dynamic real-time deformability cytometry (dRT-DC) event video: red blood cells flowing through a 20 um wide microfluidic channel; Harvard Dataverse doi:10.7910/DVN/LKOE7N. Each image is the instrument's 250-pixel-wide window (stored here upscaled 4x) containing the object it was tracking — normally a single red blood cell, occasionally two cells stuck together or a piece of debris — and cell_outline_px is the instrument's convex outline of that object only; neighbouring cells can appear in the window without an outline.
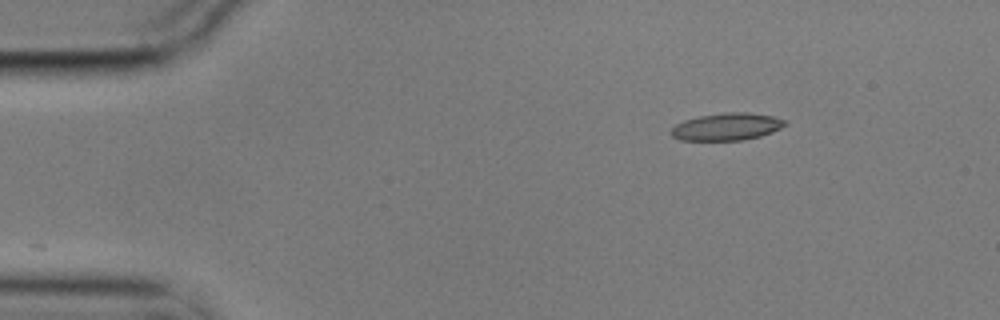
{"species": "common noctule bat (a hibernating species)", "species_latin": "Nyctalus noctula", "temperature_condition": "cold", "stored_images_in_passage": 49, "camera_frame_rate_fps": 3000, "um_per_image_px": 0.085, "animal": {"sex": "male", "body_mass_g": 17.9}, "frame": {"image": 1, "passage_image": 1, "time_ms": 0.0, "image_size_px": [1000, 320], "cell_outline_px": [[788, 124], [772, 132], [760, 136], [744, 140], [680, 140], [672, 136], [668, 132], [676, 124], [684, 120], [700, 116], [728, 112], [748, 112], [772, 116], [784, 120]], "centroid_in_image_um": [61.76, 10.77], "position_along_channel_um": 23.2, "area_um2": 18.09}}
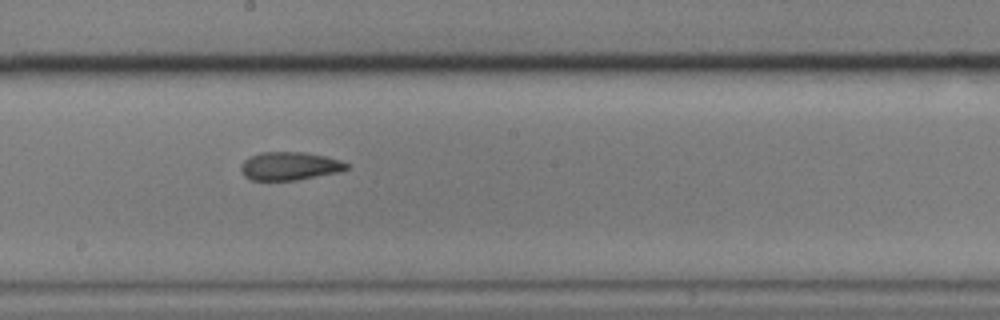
{"frame": {"image": 2, "passage_image": 24, "time_ms": 7.667, "image_size_px": [1000, 320], "cell_outline_px": [[352, 168], [340, 172], [296, 180], [252, 180], [244, 176], [240, 172], [240, 164], [248, 156], [260, 152], [304, 152], [324, 156], [340, 160], [352, 164]], "centroid_in_image_um": [24.64, 14.11], "position_along_channel_um": 223.6, "area_um2": 17.74}}
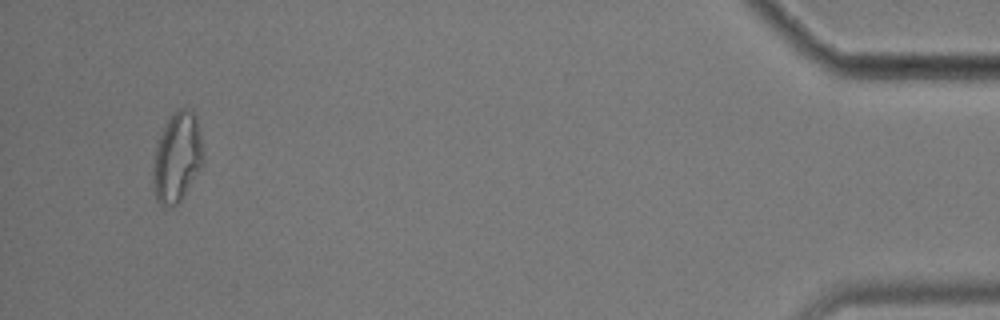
{"frame": {"image": 3, "passage_image": 47, "time_ms": 15.333, "image_size_px": [1000, 320], "cell_outline_px": [[204, 160], [200, 168], [180, 200], [176, 204], [160, 204], [156, 200], [152, 180], [156, 148], [160, 136], [168, 120], [180, 108], [192, 108], [196, 116], [204, 156]], "centroid_in_image_um": [15.07, 13.35], "position_along_channel_um": 420.1, "area_um2": 25.49}, "authors_computed_cell_mechanics": {"area_um2": 18.1492, "velocity_mm_per_s": 3.5412, "shape_relaxation_time_tau1_ms": 6.8624, "shape_relaxation_time_tau2_ms": 2.5005, "deformation_change_tau1": 0.1687, "deformation_change_tau2": 0.0946}}